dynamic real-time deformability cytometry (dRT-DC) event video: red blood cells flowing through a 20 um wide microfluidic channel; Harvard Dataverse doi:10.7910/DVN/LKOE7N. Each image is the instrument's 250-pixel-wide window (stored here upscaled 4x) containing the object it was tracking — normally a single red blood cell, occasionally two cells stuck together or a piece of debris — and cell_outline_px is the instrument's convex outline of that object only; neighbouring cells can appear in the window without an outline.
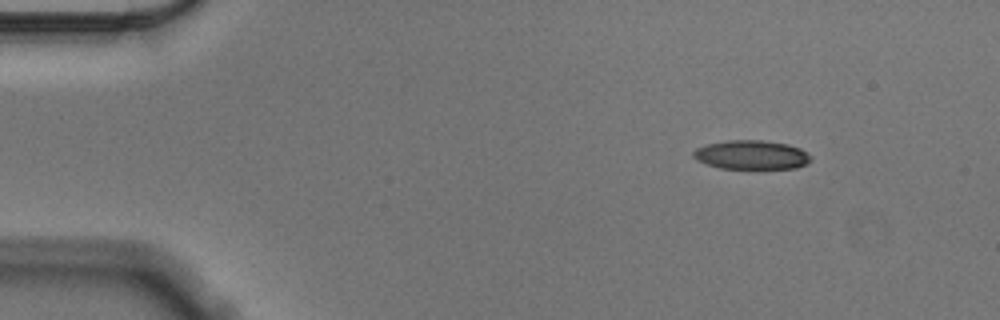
{"species": "Egyptian fruit bat (a non-hibernating species)", "species_latin": "Rousettus aegyptiacus", "temperature_condition": "cold", "stored_images_in_passage": 50, "camera_frame_rate_fps": 3000, "um_per_image_px": 0.085, "animal": {"sex": "male"}, "frame": {"image": 1, "passage_image": 1, "time_ms": 0.0, "image_size_px": [1000, 320], "cell_outline_px": [[812, 160], [808, 164], [796, 168], [720, 168], [696, 160], [692, 156], [692, 152], [696, 148], [708, 144], [728, 140], [760, 140], [788, 144], [800, 148], [808, 152], [812, 156]], "centroid_in_image_um": [63.91, 13.16], "position_along_channel_um": 21.1, "area_um2": 19.94}}
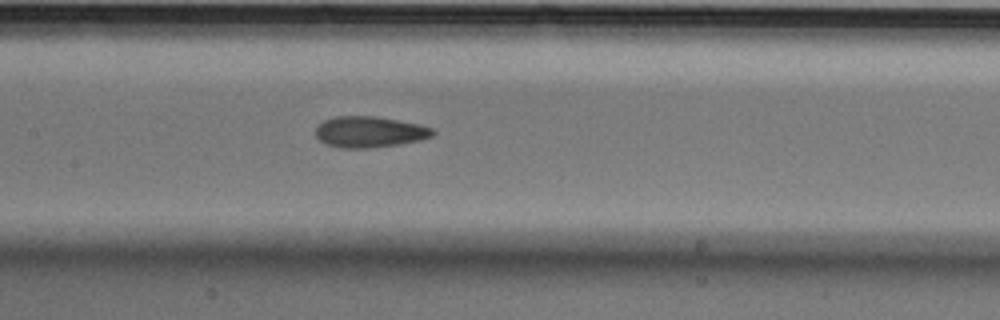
{"frame": {"image": 2, "passage_image": 21, "time_ms": 6.667, "image_size_px": [1000, 320], "cell_outline_px": [[436, 132], [432, 136], [420, 140], [400, 144], [368, 148], [340, 148], [324, 144], [316, 136], [316, 128], [324, 120], [336, 116], [376, 116], [420, 124], [432, 128]], "centroid_in_image_um": [31.41, 11.21], "position_along_channel_um": 176.0, "area_um2": 21.27}}
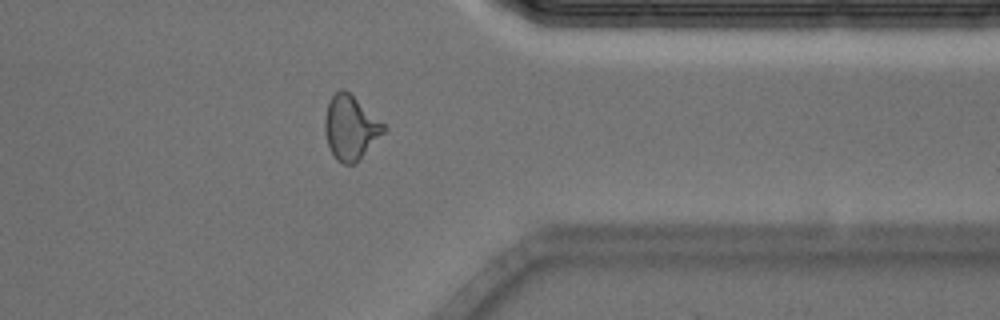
{"frame": {"image": 3, "passage_image": 39, "time_ms": 12.667, "image_size_px": [1000, 320], "cell_outline_px": [[388, 128], [356, 164], [344, 164], [336, 160], [328, 144], [324, 132], [324, 120], [328, 104], [332, 96], [340, 88], [344, 88], [384, 124]], "centroid_in_image_um": [29.79, 10.87], "position_along_channel_um": 381.6, "area_um2": 21.85}, "authors_computed_cell_mechanics": {"area_um2": 21.2126, "velocity_mm_per_s": 3.5636, "shape_relaxation_time_tau1_ms": 6.9414, "shape_relaxation_time_tau2_ms": 2.2125, "deformation_change_tau1": 0.2147, "deformation_change_tau2": 0.0999}}